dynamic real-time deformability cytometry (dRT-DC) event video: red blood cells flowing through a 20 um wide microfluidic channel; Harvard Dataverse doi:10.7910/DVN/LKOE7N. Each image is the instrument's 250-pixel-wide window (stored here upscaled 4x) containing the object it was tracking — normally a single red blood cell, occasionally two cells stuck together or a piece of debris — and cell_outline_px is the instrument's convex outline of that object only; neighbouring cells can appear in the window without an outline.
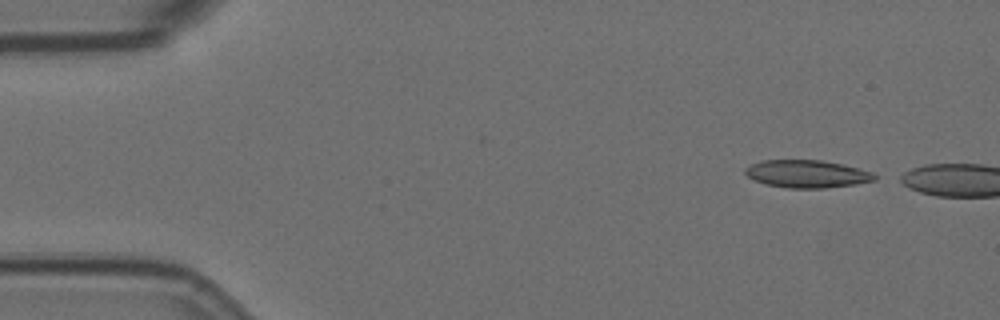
{"species": "Egyptian fruit bat (a non-hibernating species)", "species_latin": "Rousettus aegyptiacus", "temperature_condition": "room temperature", "stored_images_in_passage": 4, "camera_frame_rate_fps": 3000, "um_per_image_px": 0.085, "animal": {"sex": "female"}, "frame": {"image": 1, "passage_image": 1, "time_ms": 0.0, "image_size_px": [1000, 320], "cell_outline_px": [[880, 176], [876, 180], [856, 184], [824, 188], [788, 188], [768, 184], [752, 180], [744, 172], [744, 168], [760, 160], [820, 160], [840, 164], [872, 172]], "centroid_in_image_um": [68.59, 14.78], "position_along_channel_um": 16.4, "area_um2": 20.81}}